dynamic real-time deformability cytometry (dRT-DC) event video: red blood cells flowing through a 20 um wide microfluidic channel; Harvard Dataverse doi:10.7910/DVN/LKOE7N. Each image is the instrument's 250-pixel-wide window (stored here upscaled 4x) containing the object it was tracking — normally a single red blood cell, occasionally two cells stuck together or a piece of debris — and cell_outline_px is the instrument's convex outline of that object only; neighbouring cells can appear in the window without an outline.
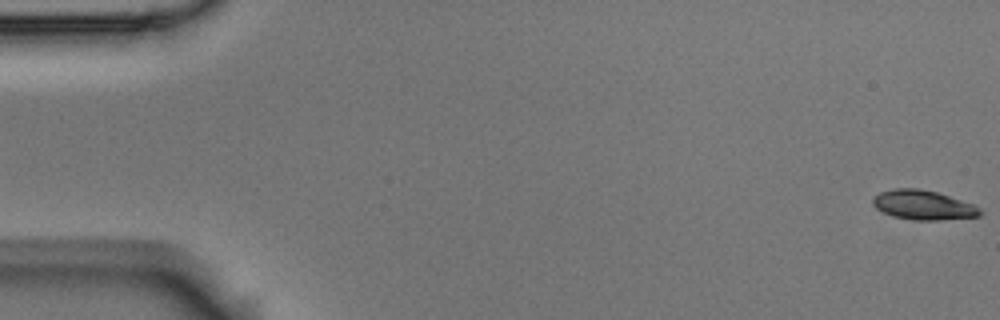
{"species": "Egyptian fruit bat (a non-hibernating species)", "species_latin": "Rousettus aegyptiacus", "temperature_condition": "room temperature", "stored_images_in_passage": 58, "camera_frame_rate_fps": 3000, "um_per_image_px": 0.085, "animal": {"sex": "male"}, "frame": {"image": 1, "passage_image": 1, "time_ms": 0.0, "image_size_px": [1000, 320], "cell_outline_px": [[984, 212], [980, 216], [940, 220], [916, 220], [892, 216], [876, 208], [872, 204], [872, 196], [880, 192], [892, 188], [920, 188], [936, 192], [972, 204], [980, 208]], "centroid_in_image_um": [78.44, 17.42], "position_along_channel_um": 6.6, "area_um2": 18.44}}
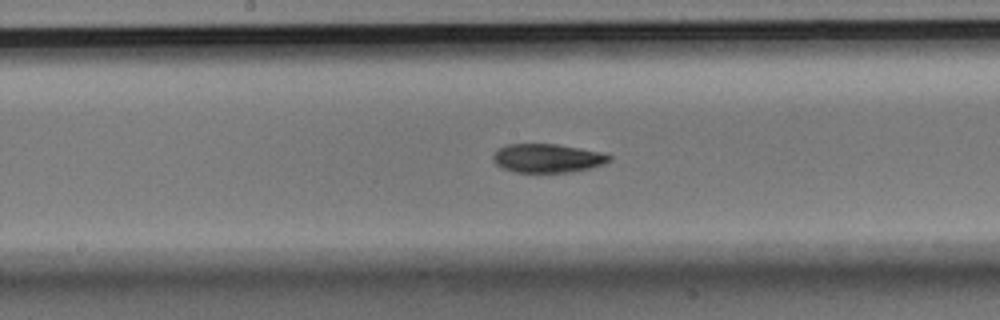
{"frame": {"image": 2, "passage_image": 30, "time_ms": 9.667, "image_size_px": [1000, 320], "cell_outline_px": [[612, 160], [604, 164], [588, 168], [568, 172], [516, 172], [504, 168], [496, 164], [492, 160], [492, 156], [496, 148], [504, 144], [556, 144], [580, 148], [600, 152], [612, 156]], "centroid_in_image_um": [46.49, 13.43], "position_along_channel_um": 201.7, "area_um2": 19.48}}
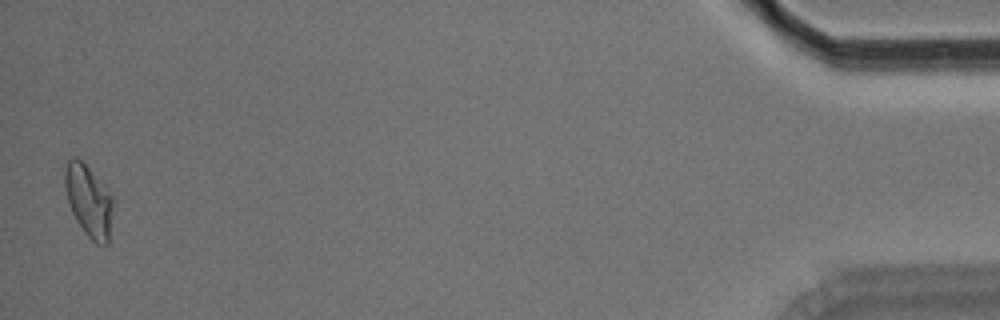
{"frame": {"image": 3, "passage_image": 57, "time_ms": 18.667, "image_size_px": [1000, 320], "cell_outline_px": [[112, 208], [108, 244], [96, 244], [84, 232], [76, 220], [72, 212], [68, 200], [64, 184], [64, 172], [68, 160], [72, 156], [76, 156], [88, 168], [112, 196]], "centroid_in_image_um": [7.51, 17.07], "position_along_channel_um": 427.7, "area_um2": 19.65}, "authors_computed_cell_mechanics": {"area_um2": 19.1896, "velocity_mm_per_s": 3.5157, "shape_relaxation_time_tau1_ms": 5.7995, "shape_relaxation_time_tau2_ms": 7.4171, "deformation_change_tau1": 0.1503, "deformation_change_tau2": 0.1295}}